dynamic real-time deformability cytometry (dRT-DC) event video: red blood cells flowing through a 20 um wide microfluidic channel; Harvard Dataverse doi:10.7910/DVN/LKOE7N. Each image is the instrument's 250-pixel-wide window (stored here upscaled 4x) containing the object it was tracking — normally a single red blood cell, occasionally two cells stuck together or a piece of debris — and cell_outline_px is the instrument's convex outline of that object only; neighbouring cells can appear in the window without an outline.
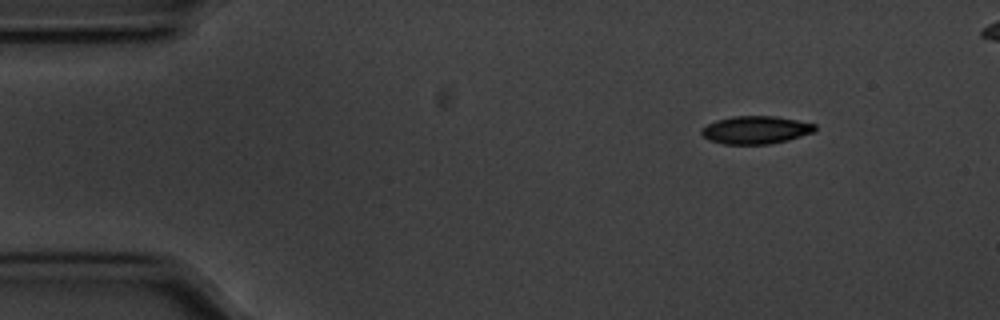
{"species": "common noctule bat (a hibernating species)", "species_latin": "Nyctalus noctula", "temperature_condition": "cold", "stored_images_in_passage": 49, "camera_frame_rate_fps": 3000, "um_per_image_px": 0.085, "animal": {"sex": "male", "body_mass_g": 20.1, "forearm_length_mm": 53.5}, "frame": {"image": 1, "passage_image": 1, "time_ms": 0.0, "image_size_px": [1000, 320], "cell_outline_px": [[816, 128], [812, 132], [788, 140], [768, 144], [724, 144], [708, 140], [700, 132], [700, 128], [716, 120], [732, 116], [776, 116], [816, 124]], "centroid_in_image_um": [64.2, 11.04], "position_along_channel_um": 20.8, "area_um2": 18.38}}
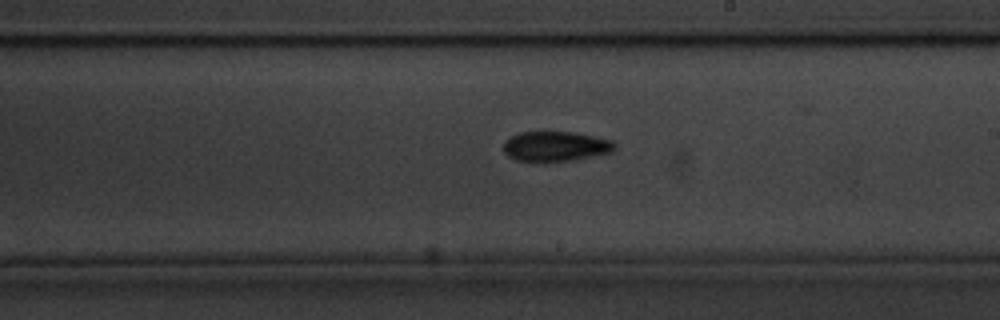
{"frame": {"image": 2, "passage_image": 26, "time_ms": 8.333, "image_size_px": [1000, 320], "cell_outline_px": [[616, 144], [612, 152], [572, 160], [516, 160], [508, 156], [504, 152], [504, 140], [520, 132], [576, 132], [612, 140]], "centroid_in_image_um": [47.23, 12.41], "position_along_channel_um": 241.8, "area_um2": 19.07}}
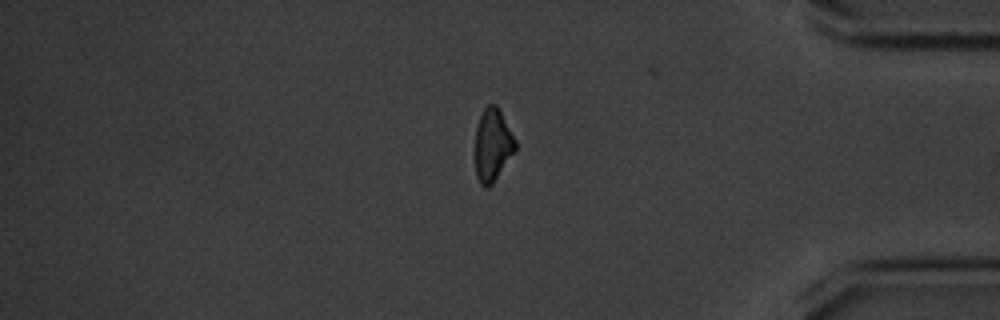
{"frame": {"image": 3, "passage_image": 41, "time_ms": 13.333, "image_size_px": [1000, 320], "cell_outline_px": [[516, 148], [492, 184], [488, 188], [484, 188], [480, 184], [476, 176], [476, 128], [480, 116], [484, 108], [488, 104], [496, 104], [516, 140]], "centroid_in_image_um": [41.86, 12.33], "position_along_channel_um": 393.3, "area_um2": 16.7}, "authors_computed_cell_mechanics": {"area_um2": 18.6694, "velocity_mm_per_s": 3.5671, "shape_relaxation_time_tau1_ms": 2.4548, "shape_relaxation_time_tau2_ms": 6.7478, "deformation_change_tau1": 0.1049, "deformation_change_tau2": 0.1319}}